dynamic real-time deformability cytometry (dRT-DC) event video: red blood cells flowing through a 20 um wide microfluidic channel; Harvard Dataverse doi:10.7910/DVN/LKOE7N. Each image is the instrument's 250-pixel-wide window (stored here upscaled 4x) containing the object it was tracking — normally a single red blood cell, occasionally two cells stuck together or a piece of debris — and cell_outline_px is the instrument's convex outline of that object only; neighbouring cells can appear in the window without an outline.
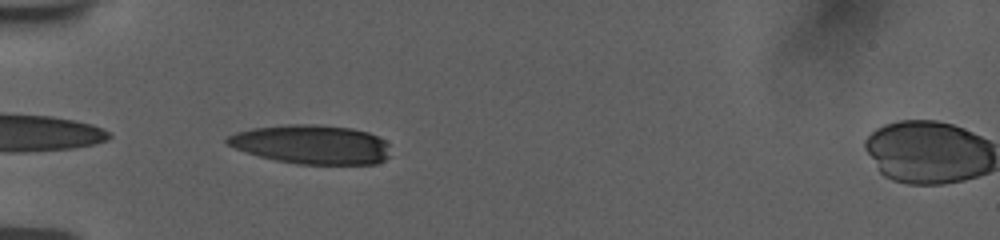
{"species": "human", "species_latin": "Homo sapiens", "temperature_condition": "room temperature", "stored_images_in_passage": 36, "camera_frame_rate_fps": 3000, "um_per_image_px": 0.085, "donor": {"sex": "female"}, "frame": {"image": 1, "passage_image": 1, "time_ms": 0.0, "image_size_px": [1000, 240], "cell_outline_px": [[388, 156], [384, 160], [376, 164], [296, 164], [276, 160], [260, 156], [236, 148], [228, 144], [224, 140], [228, 136], [236, 132], [252, 128], [288, 124], [312, 124], [352, 128], [368, 132], [384, 140], [388, 144]], "centroid_in_image_um": [26.48, 12.27], "position_along_channel_um": 58.5, "area_um2": 36.99}}
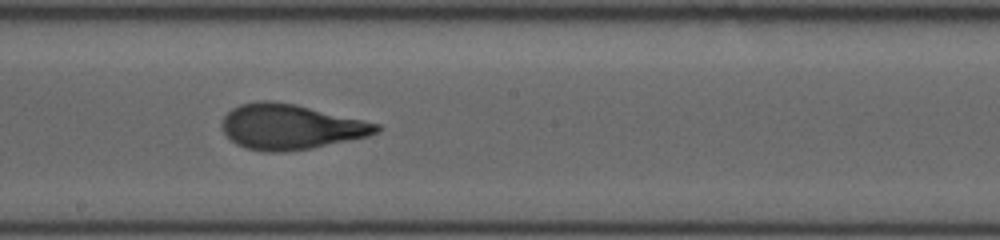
{"frame": {"image": 2, "passage_image": 15, "time_ms": 4.667, "image_size_px": [1000, 240], "cell_outline_px": [[380, 128], [376, 132], [368, 136], [312, 148], [284, 152], [264, 152], [244, 148], [236, 144], [224, 132], [220, 124], [224, 116], [232, 108], [240, 104], [260, 100], [272, 100], [296, 104], [364, 120], [380, 124]], "centroid_in_image_um": [24.66, 10.77], "position_along_channel_um": 223.5, "area_um2": 40.75}}
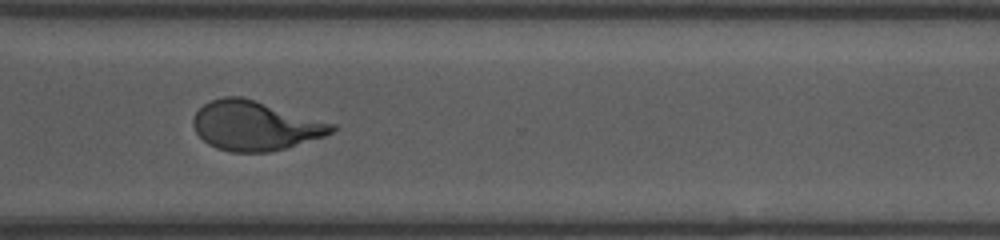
{"frame": {"image": 3, "passage_image": 25, "time_ms": 8.0, "image_size_px": [1000, 240], "cell_outline_px": [[336, 128], [332, 132], [324, 136], [272, 152], [232, 152], [216, 148], [208, 144], [196, 132], [192, 124], [192, 120], [196, 112], [204, 104], [212, 100], [224, 96], [240, 96], [256, 100], [336, 124]], "centroid_in_image_um": [21.67, 10.68], "position_along_channel_um": 348.9, "area_um2": 39.82}, "authors_computed_cell_mechanics": {"area_um2": 40.0843, "velocity_mm_per_s": 3.7842, "shape_relaxation_time_tau1_ms": 4.5371, "shape_relaxation_time_tau2_ms": 0.7124, "deformation_change_tau1": 0.2193, "deformation_change_tau2": 0.0777}}